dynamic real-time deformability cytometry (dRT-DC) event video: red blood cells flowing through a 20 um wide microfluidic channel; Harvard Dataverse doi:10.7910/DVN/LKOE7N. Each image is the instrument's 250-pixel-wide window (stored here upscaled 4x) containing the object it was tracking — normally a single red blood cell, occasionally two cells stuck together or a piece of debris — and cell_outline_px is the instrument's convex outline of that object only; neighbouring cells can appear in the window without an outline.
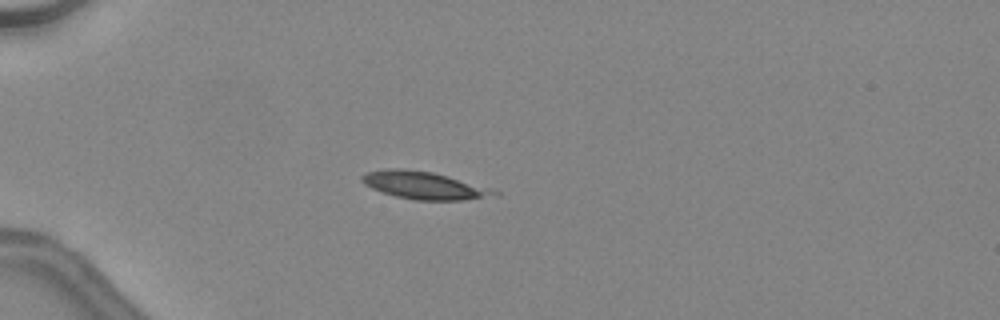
{"species": "common noctule bat (a hibernating species)", "species_latin": "Nyctalus noctula", "temperature_condition": "warm", "stored_images_in_passage": 16, "camera_frame_rate_fps": 3000, "um_per_image_px": 0.085, "animal": {"sex": "female", "body_mass_g": 24.6, "forearm_length_mm": 56.2}, "frame": {"image": 1, "passage_image": 7, "time_ms": 2.0, "image_size_px": [1000, 320], "cell_outline_px": [[500, 196], [460, 200], [416, 200], [396, 196], [372, 188], [364, 184], [360, 180], [360, 176], [368, 172], [384, 168], [400, 168], [432, 172], [448, 176], [488, 188], [500, 192]], "centroid_in_image_um": [36.04, 15.75], "position_along_channel_um": 49.0, "area_um2": 21.1}}